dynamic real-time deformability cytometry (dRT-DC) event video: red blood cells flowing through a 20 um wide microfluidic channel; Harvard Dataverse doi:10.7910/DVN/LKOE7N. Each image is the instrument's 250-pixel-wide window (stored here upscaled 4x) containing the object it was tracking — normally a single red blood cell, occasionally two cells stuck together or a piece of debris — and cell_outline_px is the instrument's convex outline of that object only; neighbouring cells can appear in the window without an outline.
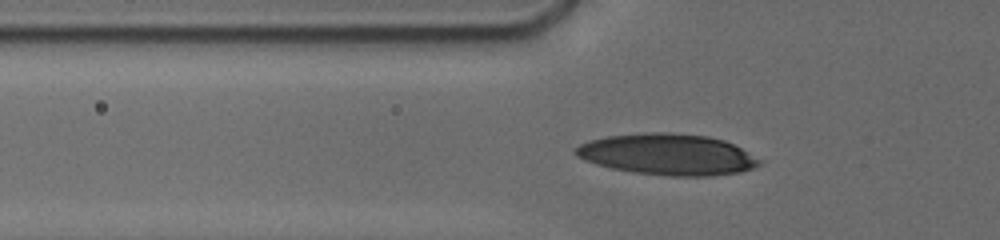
{"species": "human", "species_latin": "Homo sapiens", "temperature_condition": "cold", "stored_images_in_passage": 38, "camera_frame_rate_fps": 3000, "um_per_image_px": 0.085, "donor": {"sex": "male"}, "frame": {"image": 1, "passage_image": 22, "time_ms": 5.333, "image_size_px": [1000, 240], "cell_outline_px": [[764, 160], [760, 164], [752, 168], [740, 172], [708, 176], [672, 176], [632, 172], [612, 168], [596, 164], [584, 160], [576, 156], [572, 152], [572, 148], [588, 140], [608, 136], [652, 132], [668, 132], [708, 136], [724, 140]], "centroid_in_image_um": [56.72, 13.12], "position_along_channel_um": 69.1, "area_um2": 44.22}}
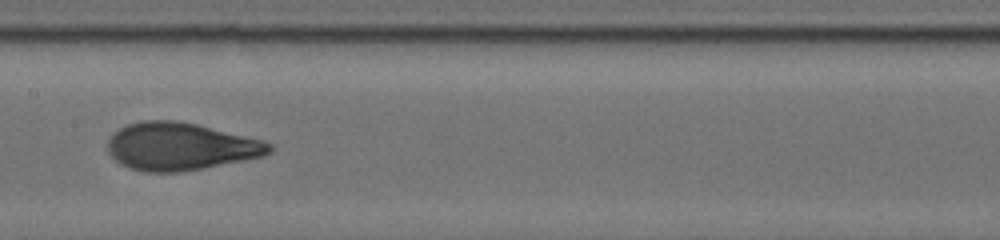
{"frame": {"image": 2, "passage_image": 29, "time_ms": 8.667, "image_size_px": [1000, 240], "cell_outline_px": [[276, 148], [272, 152], [264, 156], [204, 168], [180, 172], [144, 172], [128, 168], [120, 164], [108, 152], [108, 140], [120, 128], [128, 124], [144, 120], [176, 120], [196, 124], [260, 140], [272, 144]], "centroid_in_image_um": [15.34, 12.46], "position_along_channel_um": 192.1, "area_um2": 44.68}}
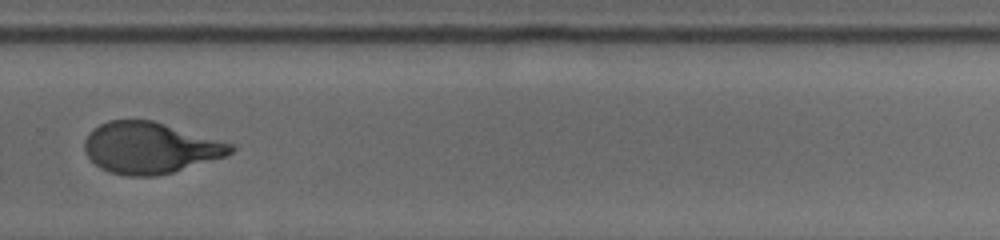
{"frame": {"image": 3, "passage_image": 36, "time_ms": 12.0, "image_size_px": [1000, 240], "cell_outline_px": [[236, 148], [228, 156], [172, 172], [156, 176], [128, 176], [108, 172], [100, 168], [88, 156], [84, 148], [84, 140], [88, 132], [100, 124], [108, 120], [152, 120], [232, 144]], "centroid_in_image_um": [12.73, 12.57], "position_along_channel_um": 317.1, "area_um2": 43.52}}